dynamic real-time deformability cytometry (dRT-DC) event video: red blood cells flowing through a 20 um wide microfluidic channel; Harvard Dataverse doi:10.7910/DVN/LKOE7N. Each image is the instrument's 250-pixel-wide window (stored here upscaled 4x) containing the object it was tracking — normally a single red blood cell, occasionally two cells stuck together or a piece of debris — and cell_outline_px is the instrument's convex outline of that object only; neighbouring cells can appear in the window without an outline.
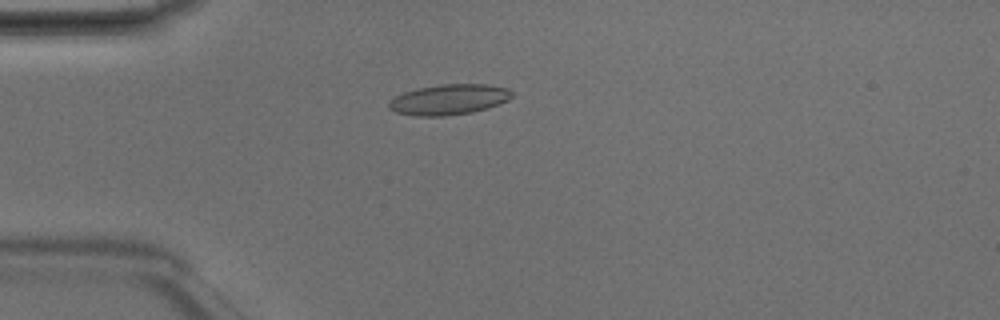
{"species": "Egyptian fruit bat (a non-hibernating species)", "species_latin": "Rousettus aegyptiacus", "temperature_condition": "room temperature", "stored_images_in_passage": 4, "camera_frame_rate_fps": 3000, "um_per_image_px": 0.085, "animal": {"sex": "male"}, "frame": {"image": 1, "passage_image": 3, "time_ms": 0.667, "image_size_px": [1000, 320], "cell_outline_px": [[512, 96], [508, 100], [488, 108], [472, 112], [444, 116], [416, 116], [396, 112], [388, 108], [388, 100], [404, 92], [416, 88], [440, 84], [488, 84], [508, 88], [512, 92]], "centroid_in_image_um": [38.14, 8.45], "position_along_channel_um": 46.9, "area_um2": 21.96}}